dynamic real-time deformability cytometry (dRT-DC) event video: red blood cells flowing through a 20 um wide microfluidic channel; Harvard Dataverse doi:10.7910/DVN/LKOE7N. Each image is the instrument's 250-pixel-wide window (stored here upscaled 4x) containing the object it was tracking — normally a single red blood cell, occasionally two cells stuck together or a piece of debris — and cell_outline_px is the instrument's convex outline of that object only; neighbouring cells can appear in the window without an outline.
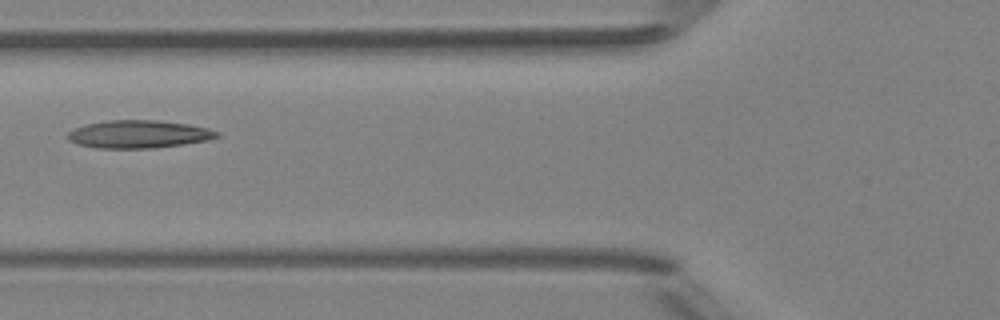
{"species": "Egyptian fruit bat (a non-hibernating species)", "species_latin": "Rousettus aegyptiacus", "temperature_condition": "room temperature", "stored_images_in_passage": 6, "camera_frame_rate_fps": 3000, "um_per_image_px": 0.085, "animal": {"sex": "female"}, "frame": {"image": 1, "passage_image": 4, "time_ms": 3.667, "image_size_px": [1000, 320], "cell_outline_px": [[220, 136], [208, 140], [184, 144], [152, 148], [96, 148], [76, 144], [68, 140], [64, 136], [72, 128], [84, 124], [108, 120], [160, 120], [188, 124], [208, 128], [220, 132]], "centroid_in_image_um": [11.74, 11.4], "position_along_channel_um": 114.1, "area_um2": 24.57}}
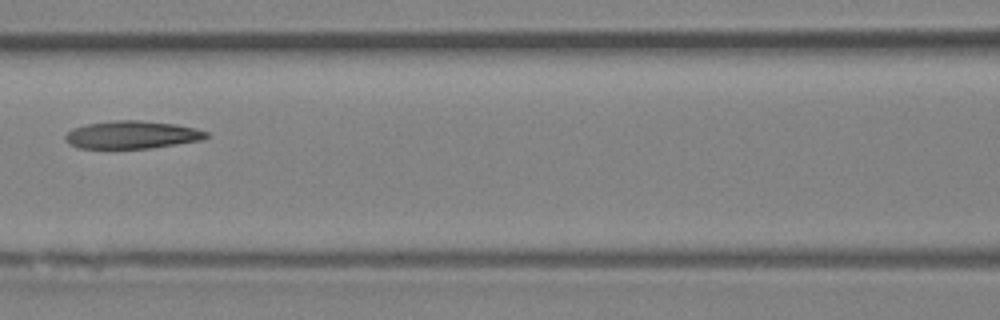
{"frame": {"image": 2, "passage_image": 5, "time_ms": 4.667, "image_size_px": [1000, 320], "cell_outline_px": [[208, 136], [204, 140], [152, 148], [80, 148], [68, 144], [64, 140], [64, 136], [72, 128], [88, 124], [112, 120], [140, 120], [176, 124], [196, 128], [208, 132]], "centroid_in_image_um": [11.23, 11.45], "position_along_channel_um": 155.4, "area_um2": 23.0}}
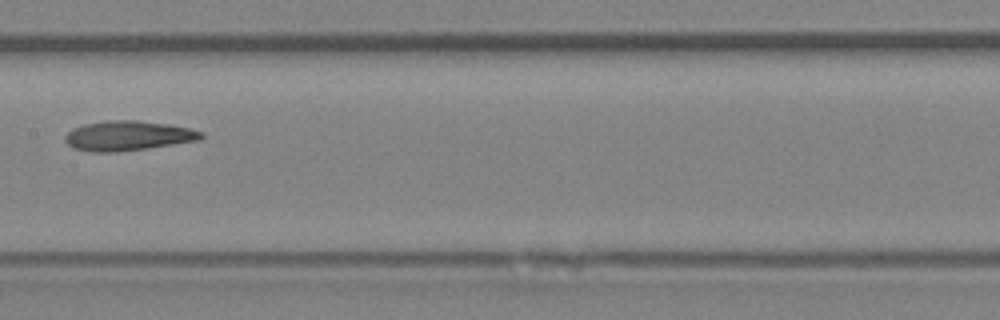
{"frame": {"image": 3, "passage_image": 6, "time_ms": 5.667, "image_size_px": [1000, 320], "cell_outline_px": [[204, 136], [200, 140], [148, 148], [116, 152], [92, 152], [72, 148], [64, 140], [64, 136], [72, 128], [84, 124], [108, 120], [136, 120], [168, 124], [188, 128], [204, 132]], "centroid_in_image_um": [10.86, 11.54], "position_along_channel_um": 196.5, "area_um2": 23.7}}